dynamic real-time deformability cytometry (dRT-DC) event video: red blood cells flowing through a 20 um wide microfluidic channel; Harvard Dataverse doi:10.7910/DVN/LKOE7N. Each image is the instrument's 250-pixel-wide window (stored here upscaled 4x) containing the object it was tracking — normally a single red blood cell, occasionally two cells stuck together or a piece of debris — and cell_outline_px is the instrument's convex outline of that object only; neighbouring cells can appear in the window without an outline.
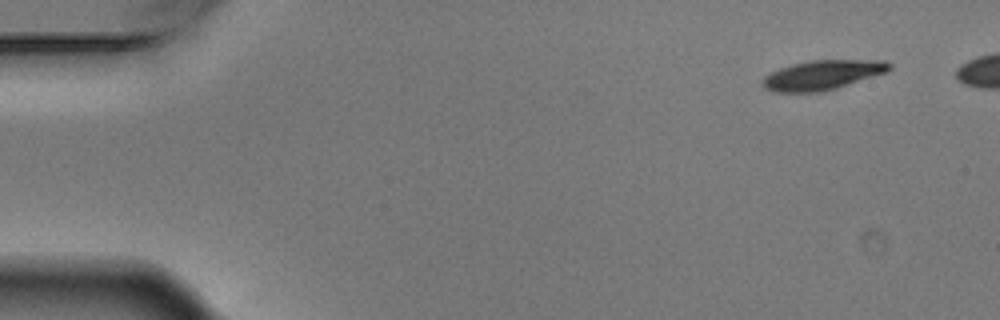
{"species": "Egyptian fruit bat (a non-hibernating species)", "species_latin": "Rousettus aegyptiacus", "temperature_condition": "warm", "stored_images_in_passage": 6, "camera_frame_rate_fps": 3000, "um_per_image_px": 0.085, "animal": {"sex": "male"}, "frame": {"image": 1, "passage_image": 1, "time_ms": 0.0, "image_size_px": [1000, 320], "cell_outline_px": [[892, 68], [888, 72], [836, 88], [820, 92], [776, 92], [764, 88], [760, 80], [764, 76], [780, 68], [792, 64], [812, 60], [884, 60], [892, 64]], "centroid_in_image_um": [69.92, 6.37], "position_along_channel_um": 15.1, "area_um2": 21.91}}
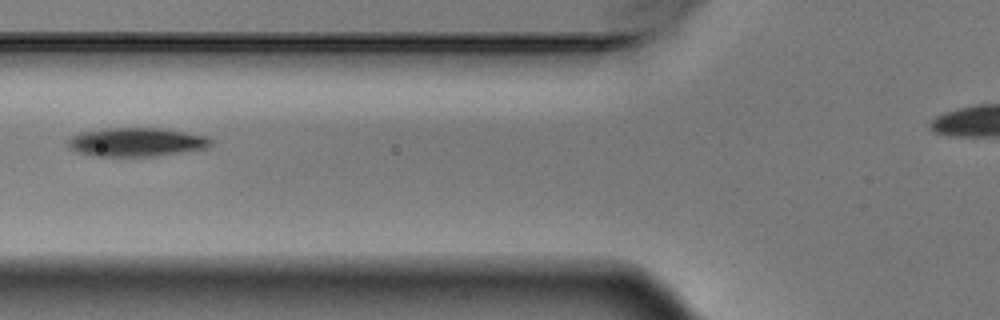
{"frame": {"image": 2, "passage_image": 6, "time_ms": 1.667, "image_size_px": [1000, 320], "cell_outline_px": [[212, 144], [208, 148], [156, 156], [96, 156], [76, 152], [68, 148], [68, 140], [72, 136], [80, 132], [100, 128], [160, 128], [184, 132], [204, 136], [212, 140]], "centroid_in_image_um": [11.55, 12.08], "position_along_channel_um": 114.2, "area_um2": 23.99}}